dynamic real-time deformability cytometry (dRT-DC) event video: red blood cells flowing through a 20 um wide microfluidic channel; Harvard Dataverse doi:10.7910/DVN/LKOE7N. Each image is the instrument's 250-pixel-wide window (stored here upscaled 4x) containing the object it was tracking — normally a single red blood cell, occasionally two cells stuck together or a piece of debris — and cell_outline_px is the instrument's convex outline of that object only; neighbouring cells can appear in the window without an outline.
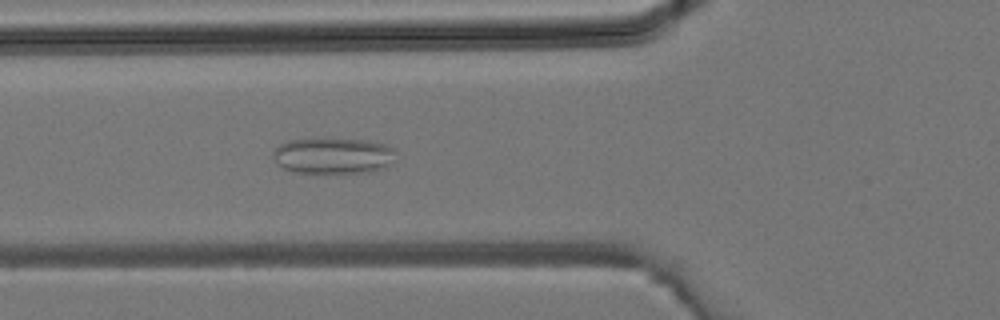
{"species": "common noctule bat (a hibernating species)", "species_latin": "Nyctalus noctula", "temperature_condition": "room temperature", "stored_images_in_passage": 38, "camera_frame_rate_fps": 3000, "um_per_image_px": 0.085, "animal": {"sex": "male", "body_mass_g": 19.2, "forearm_length_mm": 51.8}, "frame": {"image": 1, "passage_image": 14, "time_ms": 4.333, "image_size_px": [1000, 320], "cell_outline_px": [[392, 148], [388, 164], [384, 168], [368, 172], [296, 172], [284, 168], [272, 156], [272, 152], [280, 144], [288, 140], [328, 136], [368, 140], [384, 144]], "centroid_in_image_um": [28.24, 13.18], "position_along_channel_um": 97.6, "area_um2": 25.84}}
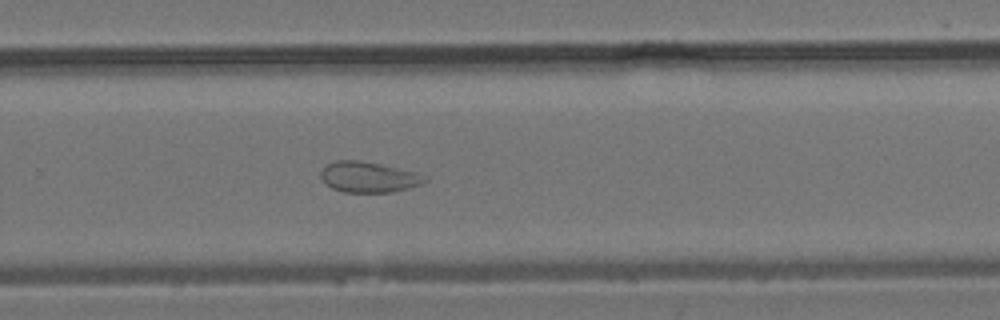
{"frame": {"image": 2, "passage_image": 25, "time_ms": 8.0, "image_size_px": [1000, 320], "cell_outline_px": [[428, 180], [420, 184], [408, 188], [392, 192], [344, 192], [332, 188], [320, 176], [320, 172], [324, 164], [336, 160], [360, 160], [380, 164], [416, 172], [428, 176]], "centroid_in_image_um": [31.32, 15.04], "position_along_channel_um": 298.5, "area_um2": 18.61}}
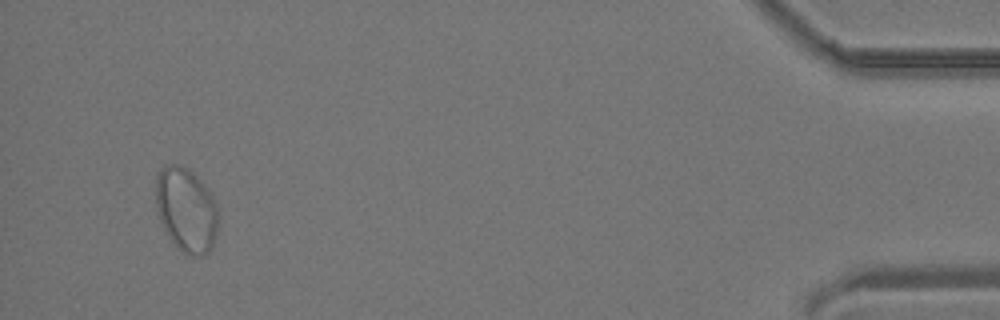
{"frame": {"image": 3, "passage_image": 36, "time_ms": 11.667, "image_size_px": [1000, 320], "cell_outline_px": [[220, 220], [212, 248], [204, 256], [188, 256], [172, 240], [164, 228], [160, 220], [156, 208], [156, 176], [160, 168], [164, 164], [176, 164], [188, 168], [200, 180], [212, 196], [216, 204]], "centroid_in_image_um": [15.84, 17.83], "position_along_channel_um": 419.4, "area_um2": 30.87}}